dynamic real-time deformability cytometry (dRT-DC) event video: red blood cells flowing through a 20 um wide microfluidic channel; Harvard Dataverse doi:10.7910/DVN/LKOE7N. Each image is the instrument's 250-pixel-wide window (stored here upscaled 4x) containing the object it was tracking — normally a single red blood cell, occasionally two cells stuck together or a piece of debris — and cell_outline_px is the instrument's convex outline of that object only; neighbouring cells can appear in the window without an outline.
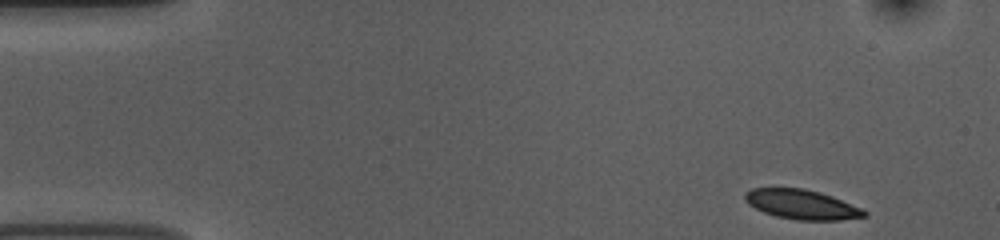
{"species": "common noctule bat (a hibernating species)", "species_latin": "Nyctalus noctula", "temperature_condition": "room temperature", "stored_images_in_passage": 50, "camera_frame_rate_fps": 3000, "um_per_image_px": 0.085, "animal": {"sex": "female", "body_mass_g": 10.0, "forearm_length_mm": 53.1}, "frame": {"image": 1, "passage_image": 1, "time_ms": 0.0, "image_size_px": [1000, 240], "cell_outline_px": [[868, 216], [840, 220], [796, 220], [776, 216], [764, 212], [748, 204], [744, 200], [744, 192], [752, 188], [804, 188], [820, 192], [832, 196], [864, 208], [868, 212]], "centroid_in_image_um": [68.18, 17.38], "position_along_channel_um": 16.8, "area_um2": 20.81}}
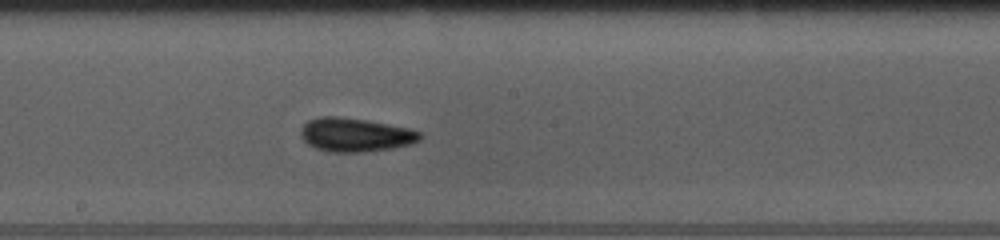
{"frame": {"image": 2, "passage_image": 25, "time_ms": 8.0, "image_size_px": [1000, 240], "cell_outline_px": [[424, 136], [420, 140], [408, 144], [392, 148], [360, 152], [328, 152], [316, 148], [308, 144], [300, 136], [300, 128], [308, 120], [320, 116], [336, 116], [368, 120], [408, 128], [420, 132]], "centroid_in_image_um": [30.17, 11.45], "position_along_channel_um": 218.0, "area_um2": 23.47}}
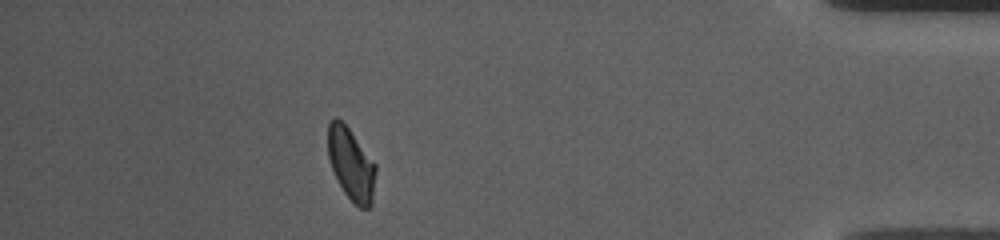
{"frame": {"image": 3, "passage_image": 44, "time_ms": 14.333, "image_size_px": [1000, 240], "cell_outline_px": [[376, 172], [372, 204], [368, 208], [360, 208], [344, 192], [332, 168], [328, 156], [328, 120], [336, 116], [348, 128], [376, 164]], "centroid_in_image_um": [29.85, 13.93], "position_along_channel_um": 405.4, "area_um2": 19.88}, "authors_computed_cell_mechanics": {"area_um2": 21.5016, "velocity_mm_per_s": 3.7125, "shape_relaxation_time_tau1_ms": 4.1961, "shape_relaxation_time_tau2_ms": 4.6839, "deformation_change_tau1": 0.1149, "deformation_change_tau2": 0.0832}}